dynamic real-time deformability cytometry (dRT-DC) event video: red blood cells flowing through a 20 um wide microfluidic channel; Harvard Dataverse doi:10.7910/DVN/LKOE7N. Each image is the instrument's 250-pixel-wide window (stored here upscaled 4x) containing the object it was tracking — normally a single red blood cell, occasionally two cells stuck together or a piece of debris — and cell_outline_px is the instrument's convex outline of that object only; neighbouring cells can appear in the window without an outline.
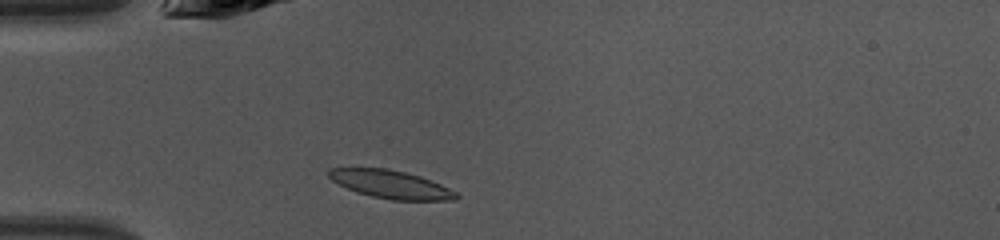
{"species": "common noctule bat (a hibernating species)", "species_latin": "Nyctalus noctula", "temperature_condition": "warm", "stored_images_in_passage": 36, "camera_frame_rate_fps": 3000, "um_per_image_px": 0.085, "animal": {"sex": "female", "body_mass_g": 10.0, "forearm_length_mm": 53.1}, "frame": {"image": 1, "passage_image": 3, "time_ms": 0.667, "image_size_px": [1000, 240], "cell_outline_px": [[460, 196], [456, 200], [392, 200], [372, 196], [356, 192], [332, 180], [328, 176], [328, 168], [384, 168], [404, 172], [420, 176], [440, 184], [456, 192]], "centroid_in_image_um": [33.23, 15.67], "position_along_channel_um": 51.8, "area_um2": 20.63}}
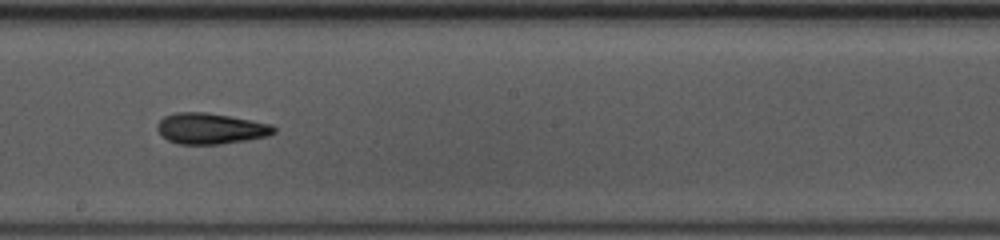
{"frame": {"image": 2, "passage_image": 16, "time_ms": 5.0, "image_size_px": [1000, 240], "cell_outline_px": [[276, 132], [268, 136], [248, 140], [220, 144], [180, 144], [168, 140], [156, 128], [156, 124], [164, 116], [176, 112], [204, 112], [228, 116], [272, 124], [276, 128]], "centroid_in_image_um": [17.91, 10.93], "position_along_channel_um": 230.3, "area_um2": 20.92}}
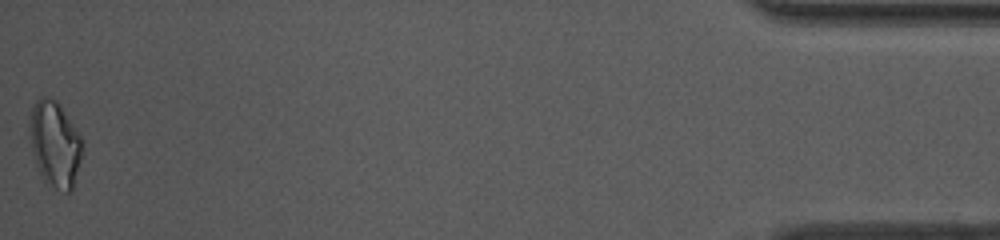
{"frame": {"image": 3, "passage_image": 36, "time_ms": 11.667, "image_size_px": [1000, 240], "cell_outline_px": [[84, 152], [72, 188], [68, 192], [64, 192], [56, 188], [44, 180], [36, 164], [32, 152], [32, 104], [40, 96], [48, 96], [56, 100], [60, 104], [80, 132], [84, 140]], "centroid_in_image_um": [4.74, 12.21], "position_along_channel_um": 430.5, "area_um2": 26.3}, "authors_computed_cell_mechanics": {"area_um2": 21.0392, "velocity_mm_per_s": 4.3302, "shape_relaxation_time_tau1_ms": 7.9639, "shape_relaxation_time_tau2_ms": 2.8996, "deformation_change_tau1": 0.1922, "deformation_change_tau2": 0.0961}}